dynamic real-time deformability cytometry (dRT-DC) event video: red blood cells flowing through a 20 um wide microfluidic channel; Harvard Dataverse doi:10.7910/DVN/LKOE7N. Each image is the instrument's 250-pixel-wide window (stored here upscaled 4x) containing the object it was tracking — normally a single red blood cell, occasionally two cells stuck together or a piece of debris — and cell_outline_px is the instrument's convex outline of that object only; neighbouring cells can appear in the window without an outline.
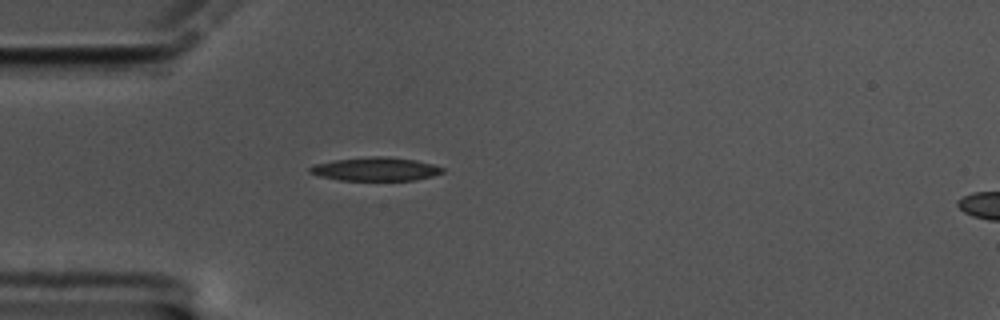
{"species": "common noctule bat (a hibernating species)", "species_latin": "Nyctalus noctula", "temperature_condition": "cold", "stored_images_in_passage": 43, "camera_frame_rate_fps": 3000, "um_per_image_px": 0.085, "animal": {"sex": "male", "body_mass_g": 17.5, "forearm_length_mm": 52.3}, "frame": {"image": 1, "passage_image": 1, "time_ms": 0.0, "image_size_px": [1000, 320], "cell_outline_px": [[444, 172], [432, 176], [412, 180], [340, 180], [320, 176], [308, 172], [308, 168], [316, 164], [336, 160], [372, 156], [384, 156], [416, 160], [432, 164], [444, 168]], "centroid_in_image_um": [31.93, 14.37], "position_along_channel_um": 53.1, "area_um2": 17.98}}
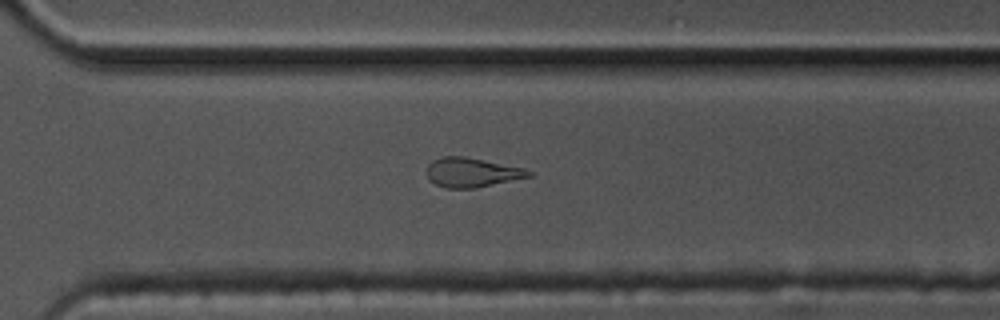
{"frame": {"image": 2, "passage_image": 26, "time_ms": 8.333, "image_size_px": [1000, 320], "cell_outline_px": [[532, 176], [476, 188], [444, 188], [436, 184], [428, 176], [428, 164], [432, 160], [440, 156], [464, 156], [520, 168], [532, 172]], "centroid_in_image_um": [40.07, 14.66], "position_along_channel_um": 330.5, "area_um2": 17.11}}
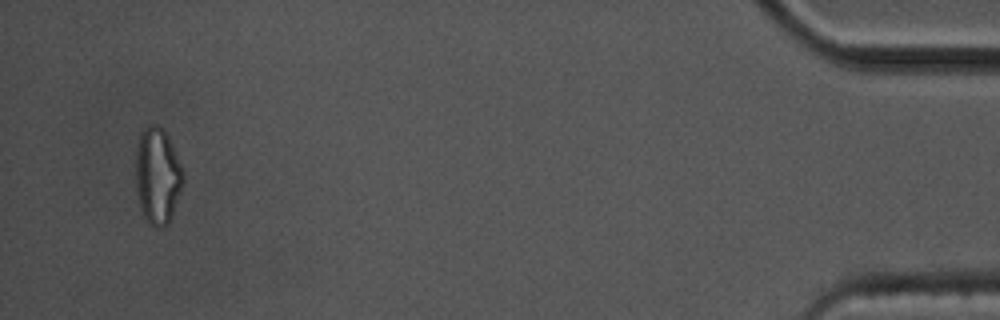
{"frame": {"image": 3, "passage_image": 41, "time_ms": 13.333, "image_size_px": [1000, 320], "cell_outline_px": [[184, 180], [172, 216], [168, 224], [164, 228], [156, 228], [148, 224], [140, 208], [136, 188], [136, 152], [140, 132], [148, 124], [156, 124], [164, 128], [168, 136], [184, 172]], "centroid_in_image_um": [13.39, 14.95], "position_along_channel_um": 421.8, "area_um2": 26.93}, "authors_computed_cell_mechanics": {"area_um2": 18.0914, "velocity_mm_per_s": 3.4203, "shape_relaxation_time_tau1_ms": 4.6751, "shape_relaxation_time_tau2_ms": 5.0339, "deformation_change_tau1": 0.1961, "deformation_change_tau2": 0.1649}}